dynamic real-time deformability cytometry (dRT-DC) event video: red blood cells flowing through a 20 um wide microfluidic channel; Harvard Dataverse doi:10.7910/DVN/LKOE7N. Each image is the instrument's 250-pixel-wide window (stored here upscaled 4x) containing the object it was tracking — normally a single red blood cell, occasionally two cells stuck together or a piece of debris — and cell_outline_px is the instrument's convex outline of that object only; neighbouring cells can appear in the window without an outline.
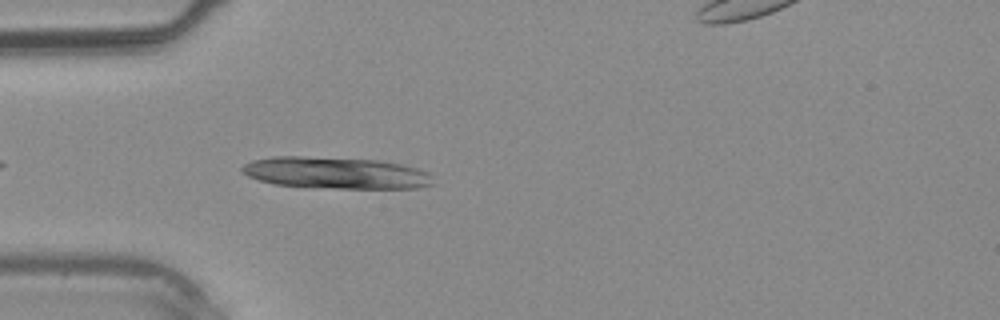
{"species": "common noctule bat (a hibernating species)", "species_latin": "Nyctalus noctula", "temperature_condition": "warm", "stored_images_in_passage": 3, "camera_frame_rate_fps": 3000, "um_per_image_px": 0.085, "animal": {"sex": "male", "body_mass_g": 20.4}, "frame": {"image": 1, "passage_image": 2, "time_ms": 1.333, "image_size_px": [1000, 320], "cell_outline_px": [[432, 184], [416, 188], [336, 188], [276, 184], [260, 180], [248, 176], [240, 172], [240, 168], [244, 164], [252, 160], [272, 156], [304, 156], [376, 160], [400, 164], [416, 168], [428, 172], [432, 176]], "centroid_in_image_um": [28.51, 14.68], "position_along_channel_um": 56.5, "area_um2": 35.03}}